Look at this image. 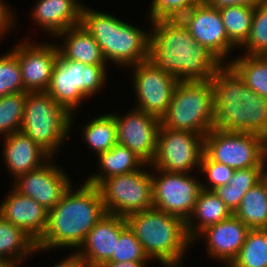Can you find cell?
Instances as JSON below:
<instances>
[{
    "instance_id": "1",
    "label": "cell",
    "mask_w": 267,
    "mask_h": 267,
    "mask_svg": "<svg viewBox=\"0 0 267 267\" xmlns=\"http://www.w3.org/2000/svg\"><path fill=\"white\" fill-rule=\"evenodd\" d=\"M149 59L178 81H209L223 63L178 19L150 21Z\"/></svg>"
},
{
    "instance_id": "2",
    "label": "cell",
    "mask_w": 267,
    "mask_h": 267,
    "mask_svg": "<svg viewBox=\"0 0 267 267\" xmlns=\"http://www.w3.org/2000/svg\"><path fill=\"white\" fill-rule=\"evenodd\" d=\"M214 128L226 132L267 133V100L250 89L229 65L211 77Z\"/></svg>"
},
{
    "instance_id": "3",
    "label": "cell",
    "mask_w": 267,
    "mask_h": 267,
    "mask_svg": "<svg viewBox=\"0 0 267 267\" xmlns=\"http://www.w3.org/2000/svg\"><path fill=\"white\" fill-rule=\"evenodd\" d=\"M64 194L60 202L48 211L47 226L36 243L38 250L65 247L76 248L83 244L88 232L106 215L97 186L84 181L80 189Z\"/></svg>"
},
{
    "instance_id": "4",
    "label": "cell",
    "mask_w": 267,
    "mask_h": 267,
    "mask_svg": "<svg viewBox=\"0 0 267 267\" xmlns=\"http://www.w3.org/2000/svg\"><path fill=\"white\" fill-rule=\"evenodd\" d=\"M88 8L83 6L80 24L101 47L106 62L112 61L125 69L149 59L150 31Z\"/></svg>"
},
{
    "instance_id": "5",
    "label": "cell",
    "mask_w": 267,
    "mask_h": 267,
    "mask_svg": "<svg viewBox=\"0 0 267 267\" xmlns=\"http://www.w3.org/2000/svg\"><path fill=\"white\" fill-rule=\"evenodd\" d=\"M126 221L150 260L183 263V255L193 243L183 219L151 208L128 215Z\"/></svg>"
},
{
    "instance_id": "6",
    "label": "cell",
    "mask_w": 267,
    "mask_h": 267,
    "mask_svg": "<svg viewBox=\"0 0 267 267\" xmlns=\"http://www.w3.org/2000/svg\"><path fill=\"white\" fill-rule=\"evenodd\" d=\"M160 127L205 136L214 128L211 81H179Z\"/></svg>"
},
{
    "instance_id": "7",
    "label": "cell",
    "mask_w": 267,
    "mask_h": 267,
    "mask_svg": "<svg viewBox=\"0 0 267 267\" xmlns=\"http://www.w3.org/2000/svg\"><path fill=\"white\" fill-rule=\"evenodd\" d=\"M72 116L47 92H26L20 131L54 157L69 137L74 121Z\"/></svg>"
},
{
    "instance_id": "8",
    "label": "cell",
    "mask_w": 267,
    "mask_h": 267,
    "mask_svg": "<svg viewBox=\"0 0 267 267\" xmlns=\"http://www.w3.org/2000/svg\"><path fill=\"white\" fill-rule=\"evenodd\" d=\"M151 175L141 167L137 171L103 180L97 187L106 212L126 218L153 208Z\"/></svg>"
},
{
    "instance_id": "9",
    "label": "cell",
    "mask_w": 267,
    "mask_h": 267,
    "mask_svg": "<svg viewBox=\"0 0 267 267\" xmlns=\"http://www.w3.org/2000/svg\"><path fill=\"white\" fill-rule=\"evenodd\" d=\"M204 153L234 170L264 166V138L256 133L226 132L212 128L204 136Z\"/></svg>"
},
{
    "instance_id": "10",
    "label": "cell",
    "mask_w": 267,
    "mask_h": 267,
    "mask_svg": "<svg viewBox=\"0 0 267 267\" xmlns=\"http://www.w3.org/2000/svg\"><path fill=\"white\" fill-rule=\"evenodd\" d=\"M151 167L156 173L151 175L153 208L186 222L193 212L202 182L189 173L168 172Z\"/></svg>"
},
{
    "instance_id": "11",
    "label": "cell",
    "mask_w": 267,
    "mask_h": 267,
    "mask_svg": "<svg viewBox=\"0 0 267 267\" xmlns=\"http://www.w3.org/2000/svg\"><path fill=\"white\" fill-rule=\"evenodd\" d=\"M203 152L204 136L160 127L156 154L150 165L163 171L188 173L200 169Z\"/></svg>"
},
{
    "instance_id": "12",
    "label": "cell",
    "mask_w": 267,
    "mask_h": 267,
    "mask_svg": "<svg viewBox=\"0 0 267 267\" xmlns=\"http://www.w3.org/2000/svg\"><path fill=\"white\" fill-rule=\"evenodd\" d=\"M134 69L133 88L137 102L135 109L161 118L167 111L173 92L179 82L150 60L131 66Z\"/></svg>"
},
{
    "instance_id": "13",
    "label": "cell",
    "mask_w": 267,
    "mask_h": 267,
    "mask_svg": "<svg viewBox=\"0 0 267 267\" xmlns=\"http://www.w3.org/2000/svg\"><path fill=\"white\" fill-rule=\"evenodd\" d=\"M127 113L121 116L113 114L117 143L129 148L145 163L151 164L157 150L160 119L135 108Z\"/></svg>"
},
{
    "instance_id": "14",
    "label": "cell",
    "mask_w": 267,
    "mask_h": 267,
    "mask_svg": "<svg viewBox=\"0 0 267 267\" xmlns=\"http://www.w3.org/2000/svg\"><path fill=\"white\" fill-rule=\"evenodd\" d=\"M52 159L40 168L18 176L12 185L16 191L34 199L47 211L55 207L72 186L67 173L51 162Z\"/></svg>"
},
{
    "instance_id": "15",
    "label": "cell",
    "mask_w": 267,
    "mask_h": 267,
    "mask_svg": "<svg viewBox=\"0 0 267 267\" xmlns=\"http://www.w3.org/2000/svg\"><path fill=\"white\" fill-rule=\"evenodd\" d=\"M179 19L187 27L196 43L205 46L223 64H228L225 59L230 55L231 49L236 47L228 39L219 10L202 2L192 7Z\"/></svg>"
},
{
    "instance_id": "16",
    "label": "cell",
    "mask_w": 267,
    "mask_h": 267,
    "mask_svg": "<svg viewBox=\"0 0 267 267\" xmlns=\"http://www.w3.org/2000/svg\"><path fill=\"white\" fill-rule=\"evenodd\" d=\"M18 59L24 92H46L59 51L54 43L23 41L10 50Z\"/></svg>"
},
{
    "instance_id": "17",
    "label": "cell",
    "mask_w": 267,
    "mask_h": 267,
    "mask_svg": "<svg viewBox=\"0 0 267 267\" xmlns=\"http://www.w3.org/2000/svg\"><path fill=\"white\" fill-rule=\"evenodd\" d=\"M127 226L125 217L106 213L88 232L85 241L77 251L86 267H99L109 261L115 253L120 233Z\"/></svg>"
},
{
    "instance_id": "18",
    "label": "cell",
    "mask_w": 267,
    "mask_h": 267,
    "mask_svg": "<svg viewBox=\"0 0 267 267\" xmlns=\"http://www.w3.org/2000/svg\"><path fill=\"white\" fill-rule=\"evenodd\" d=\"M249 230L247 225L232 214L224 221L204 229L195 240L204 235L208 255L229 267L238 256Z\"/></svg>"
},
{
    "instance_id": "19",
    "label": "cell",
    "mask_w": 267,
    "mask_h": 267,
    "mask_svg": "<svg viewBox=\"0 0 267 267\" xmlns=\"http://www.w3.org/2000/svg\"><path fill=\"white\" fill-rule=\"evenodd\" d=\"M11 190L0 204V215L37 243L45 232L48 211L34 199Z\"/></svg>"
},
{
    "instance_id": "20",
    "label": "cell",
    "mask_w": 267,
    "mask_h": 267,
    "mask_svg": "<svg viewBox=\"0 0 267 267\" xmlns=\"http://www.w3.org/2000/svg\"><path fill=\"white\" fill-rule=\"evenodd\" d=\"M3 159L13 179L36 170L48 162L52 156L22 131L5 137Z\"/></svg>"
},
{
    "instance_id": "21",
    "label": "cell",
    "mask_w": 267,
    "mask_h": 267,
    "mask_svg": "<svg viewBox=\"0 0 267 267\" xmlns=\"http://www.w3.org/2000/svg\"><path fill=\"white\" fill-rule=\"evenodd\" d=\"M84 4L78 0H38L31 17L51 36L79 25Z\"/></svg>"
},
{
    "instance_id": "22",
    "label": "cell",
    "mask_w": 267,
    "mask_h": 267,
    "mask_svg": "<svg viewBox=\"0 0 267 267\" xmlns=\"http://www.w3.org/2000/svg\"><path fill=\"white\" fill-rule=\"evenodd\" d=\"M57 37L64 38L62 41L65 42L61 47L57 45L62 59L88 65H107L101 47L81 24L70 27Z\"/></svg>"
},
{
    "instance_id": "23",
    "label": "cell",
    "mask_w": 267,
    "mask_h": 267,
    "mask_svg": "<svg viewBox=\"0 0 267 267\" xmlns=\"http://www.w3.org/2000/svg\"><path fill=\"white\" fill-rule=\"evenodd\" d=\"M232 214L226 204L213 190L202 188L197 197L193 212L186 221L188 237L192 242H195V239L204 229L224 221ZM194 218L197 220L195 223L193 221Z\"/></svg>"
},
{
    "instance_id": "24",
    "label": "cell",
    "mask_w": 267,
    "mask_h": 267,
    "mask_svg": "<svg viewBox=\"0 0 267 267\" xmlns=\"http://www.w3.org/2000/svg\"><path fill=\"white\" fill-rule=\"evenodd\" d=\"M98 157L100 170L97 171L98 173H93L85 181L94 186H98L103 180L111 176L134 172L141 167H150V164L145 163L133 151L118 143L108 151L99 154Z\"/></svg>"
},
{
    "instance_id": "25",
    "label": "cell",
    "mask_w": 267,
    "mask_h": 267,
    "mask_svg": "<svg viewBox=\"0 0 267 267\" xmlns=\"http://www.w3.org/2000/svg\"><path fill=\"white\" fill-rule=\"evenodd\" d=\"M46 92L72 115L81 106L80 102L87 98L79 89H73L72 60H65L60 56L54 64Z\"/></svg>"
},
{
    "instance_id": "26",
    "label": "cell",
    "mask_w": 267,
    "mask_h": 267,
    "mask_svg": "<svg viewBox=\"0 0 267 267\" xmlns=\"http://www.w3.org/2000/svg\"><path fill=\"white\" fill-rule=\"evenodd\" d=\"M40 252L36 242L22 229L0 215V258L10 264L20 265L26 258Z\"/></svg>"
},
{
    "instance_id": "27",
    "label": "cell",
    "mask_w": 267,
    "mask_h": 267,
    "mask_svg": "<svg viewBox=\"0 0 267 267\" xmlns=\"http://www.w3.org/2000/svg\"><path fill=\"white\" fill-rule=\"evenodd\" d=\"M233 214L250 229H267V187L262 180L245 193Z\"/></svg>"
},
{
    "instance_id": "28",
    "label": "cell",
    "mask_w": 267,
    "mask_h": 267,
    "mask_svg": "<svg viewBox=\"0 0 267 267\" xmlns=\"http://www.w3.org/2000/svg\"><path fill=\"white\" fill-rule=\"evenodd\" d=\"M244 83L267 100V56L245 55L233 58L228 63Z\"/></svg>"
},
{
    "instance_id": "29",
    "label": "cell",
    "mask_w": 267,
    "mask_h": 267,
    "mask_svg": "<svg viewBox=\"0 0 267 267\" xmlns=\"http://www.w3.org/2000/svg\"><path fill=\"white\" fill-rule=\"evenodd\" d=\"M90 120L82 127V140H85L98 156L117 144L116 121L112 113Z\"/></svg>"
},
{
    "instance_id": "30",
    "label": "cell",
    "mask_w": 267,
    "mask_h": 267,
    "mask_svg": "<svg viewBox=\"0 0 267 267\" xmlns=\"http://www.w3.org/2000/svg\"><path fill=\"white\" fill-rule=\"evenodd\" d=\"M219 11L229 41L236 48L238 47L241 49L251 32L254 8L232 6L222 8Z\"/></svg>"
},
{
    "instance_id": "31",
    "label": "cell",
    "mask_w": 267,
    "mask_h": 267,
    "mask_svg": "<svg viewBox=\"0 0 267 267\" xmlns=\"http://www.w3.org/2000/svg\"><path fill=\"white\" fill-rule=\"evenodd\" d=\"M229 267H267V229H250Z\"/></svg>"
},
{
    "instance_id": "32",
    "label": "cell",
    "mask_w": 267,
    "mask_h": 267,
    "mask_svg": "<svg viewBox=\"0 0 267 267\" xmlns=\"http://www.w3.org/2000/svg\"><path fill=\"white\" fill-rule=\"evenodd\" d=\"M26 92L0 97V135L6 137L21 130Z\"/></svg>"
},
{
    "instance_id": "33",
    "label": "cell",
    "mask_w": 267,
    "mask_h": 267,
    "mask_svg": "<svg viewBox=\"0 0 267 267\" xmlns=\"http://www.w3.org/2000/svg\"><path fill=\"white\" fill-rule=\"evenodd\" d=\"M106 66L72 61L73 89H79L88 98L98 93L105 84Z\"/></svg>"
},
{
    "instance_id": "34",
    "label": "cell",
    "mask_w": 267,
    "mask_h": 267,
    "mask_svg": "<svg viewBox=\"0 0 267 267\" xmlns=\"http://www.w3.org/2000/svg\"><path fill=\"white\" fill-rule=\"evenodd\" d=\"M242 47L245 55L267 56V1L254 8L251 32Z\"/></svg>"
},
{
    "instance_id": "35",
    "label": "cell",
    "mask_w": 267,
    "mask_h": 267,
    "mask_svg": "<svg viewBox=\"0 0 267 267\" xmlns=\"http://www.w3.org/2000/svg\"><path fill=\"white\" fill-rule=\"evenodd\" d=\"M24 92L22 74L17 57L10 51L0 56V97Z\"/></svg>"
},
{
    "instance_id": "36",
    "label": "cell",
    "mask_w": 267,
    "mask_h": 267,
    "mask_svg": "<svg viewBox=\"0 0 267 267\" xmlns=\"http://www.w3.org/2000/svg\"><path fill=\"white\" fill-rule=\"evenodd\" d=\"M149 260L134 232L127 226L120 233L116 242L115 253L107 262H148Z\"/></svg>"
},
{
    "instance_id": "37",
    "label": "cell",
    "mask_w": 267,
    "mask_h": 267,
    "mask_svg": "<svg viewBox=\"0 0 267 267\" xmlns=\"http://www.w3.org/2000/svg\"><path fill=\"white\" fill-rule=\"evenodd\" d=\"M204 0H152L150 7L151 21L160 19H178L192 7Z\"/></svg>"
},
{
    "instance_id": "38",
    "label": "cell",
    "mask_w": 267,
    "mask_h": 267,
    "mask_svg": "<svg viewBox=\"0 0 267 267\" xmlns=\"http://www.w3.org/2000/svg\"><path fill=\"white\" fill-rule=\"evenodd\" d=\"M199 171L205 174L208 182L207 185L204 182L201 183L202 188L214 190L219 186L229 184L235 170L225 164L211 160L203 152Z\"/></svg>"
},
{
    "instance_id": "39",
    "label": "cell",
    "mask_w": 267,
    "mask_h": 267,
    "mask_svg": "<svg viewBox=\"0 0 267 267\" xmlns=\"http://www.w3.org/2000/svg\"><path fill=\"white\" fill-rule=\"evenodd\" d=\"M264 166H255L246 169L235 170L229 184L233 188L249 190L262 180Z\"/></svg>"
},
{
    "instance_id": "40",
    "label": "cell",
    "mask_w": 267,
    "mask_h": 267,
    "mask_svg": "<svg viewBox=\"0 0 267 267\" xmlns=\"http://www.w3.org/2000/svg\"><path fill=\"white\" fill-rule=\"evenodd\" d=\"M213 191L226 204L229 210L234 213L248 190L233 188L231 184H225Z\"/></svg>"
},
{
    "instance_id": "41",
    "label": "cell",
    "mask_w": 267,
    "mask_h": 267,
    "mask_svg": "<svg viewBox=\"0 0 267 267\" xmlns=\"http://www.w3.org/2000/svg\"><path fill=\"white\" fill-rule=\"evenodd\" d=\"M266 1L267 0H204L209 7L217 10L232 6H247L255 8Z\"/></svg>"
},
{
    "instance_id": "42",
    "label": "cell",
    "mask_w": 267,
    "mask_h": 267,
    "mask_svg": "<svg viewBox=\"0 0 267 267\" xmlns=\"http://www.w3.org/2000/svg\"><path fill=\"white\" fill-rule=\"evenodd\" d=\"M53 267H86V264L75 251Z\"/></svg>"
},
{
    "instance_id": "43",
    "label": "cell",
    "mask_w": 267,
    "mask_h": 267,
    "mask_svg": "<svg viewBox=\"0 0 267 267\" xmlns=\"http://www.w3.org/2000/svg\"><path fill=\"white\" fill-rule=\"evenodd\" d=\"M11 28V16L0 6V39L3 38V34L10 32Z\"/></svg>"
},
{
    "instance_id": "44",
    "label": "cell",
    "mask_w": 267,
    "mask_h": 267,
    "mask_svg": "<svg viewBox=\"0 0 267 267\" xmlns=\"http://www.w3.org/2000/svg\"><path fill=\"white\" fill-rule=\"evenodd\" d=\"M147 262H104L99 267H147Z\"/></svg>"
},
{
    "instance_id": "45",
    "label": "cell",
    "mask_w": 267,
    "mask_h": 267,
    "mask_svg": "<svg viewBox=\"0 0 267 267\" xmlns=\"http://www.w3.org/2000/svg\"><path fill=\"white\" fill-rule=\"evenodd\" d=\"M0 6L11 16V25H12L11 28H13V26H15L14 23L16 22H14L15 18H14V15H12L13 12L10 11V8H9L10 6L5 4L3 0H0Z\"/></svg>"
},
{
    "instance_id": "46",
    "label": "cell",
    "mask_w": 267,
    "mask_h": 267,
    "mask_svg": "<svg viewBox=\"0 0 267 267\" xmlns=\"http://www.w3.org/2000/svg\"><path fill=\"white\" fill-rule=\"evenodd\" d=\"M266 162L267 160L265 161L264 163V167H263V170H262V181L265 183L266 187H267V167H266Z\"/></svg>"
},
{
    "instance_id": "47",
    "label": "cell",
    "mask_w": 267,
    "mask_h": 267,
    "mask_svg": "<svg viewBox=\"0 0 267 267\" xmlns=\"http://www.w3.org/2000/svg\"><path fill=\"white\" fill-rule=\"evenodd\" d=\"M12 264H10L6 259L0 258V267H11Z\"/></svg>"
},
{
    "instance_id": "48",
    "label": "cell",
    "mask_w": 267,
    "mask_h": 267,
    "mask_svg": "<svg viewBox=\"0 0 267 267\" xmlns=\"http://www.w3.org/2000/svg\"><path fill=\"white\" fill-rule=\"evenodd\" d=\"M181 263H167V264H163L164 267H181L180 265Z\"/></svg>"
},
{
    "instance_id": "49",
    "label": "cell",
    "mask_w": 267,
    "mask_h": 267,
    "mask_svg": "<svg viewBox=\"0 0 267 267\" xmlns=\"http://www.w3.org/2000/svg\"><path fill=\"white\" fill-rule=\"evenodd\" d=\"M264 138V151L267 158V133L263 136Z\"/></svg>"
}]
</instances>
